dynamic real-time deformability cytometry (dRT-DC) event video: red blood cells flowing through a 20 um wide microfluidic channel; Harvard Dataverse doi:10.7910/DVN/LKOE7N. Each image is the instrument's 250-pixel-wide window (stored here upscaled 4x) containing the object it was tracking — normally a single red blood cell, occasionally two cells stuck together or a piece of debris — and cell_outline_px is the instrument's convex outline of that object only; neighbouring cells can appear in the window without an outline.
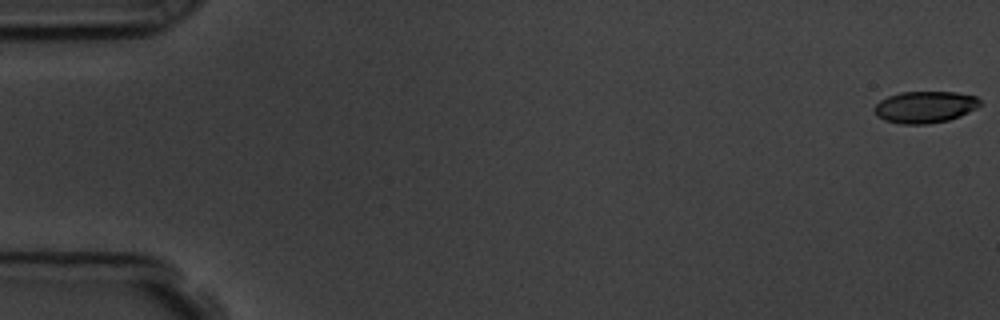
{"species": "common noctule bat (a hibernating species)", "species_latin": "Nyctalus noctula", "temperature_condition": "room temperature", "stored_images_in_passage": 58, "camera_frame_rate_fps": 3000, "um_per_image_px": 0.085, "animal": {"sex": "male", "body_mass_g": 19.5, "forearm_length_mm": 54.6}, "frame": {"image": 1, "passage_image": 1, "time_ms": 0.0, "image_size_px": [1000, 320], "cell_outline_px": [[980, 104], [976, 108], [960, 116], [948, 120], [928, 124], [900, 124], [884, 120], [876, 116], [872, 108], [880, 100], [888, 96], [900, 92], [956, 92], [976, 96], [980, 100]], "centroid_in_image_um": [78.58, 9.1], "position_along_channel_um": 6.4, "area_um2": 19.65}}
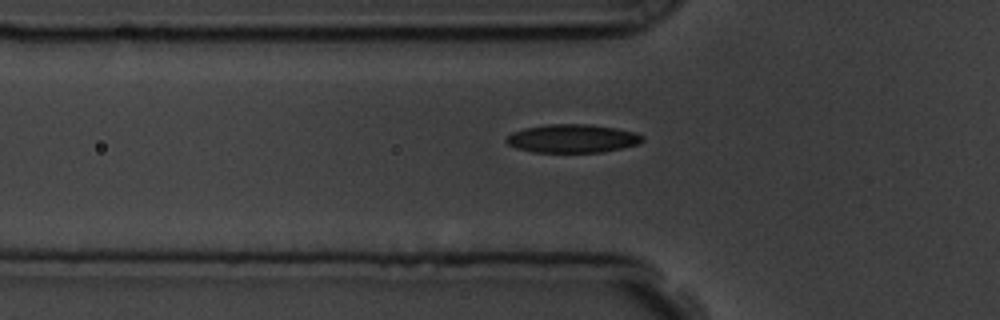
{"frame": {"image": 2, "passage_image": 20, "time_ms": 6.333, "image_size_px": [1000, 320], "cell_outline_px": [[644, 140], [640, 144], [604, 152], [532, 152], [516, 148], [508, 144], [504, 140], [512, 132], [524, 128], [544, 124], [592, 124], [616, 128], [636, 132], [644, 136]], "centroid_in_image_um": [48.68, 11.77], "position_along_channel_um": 77.1, "area_um2": 22.83}}
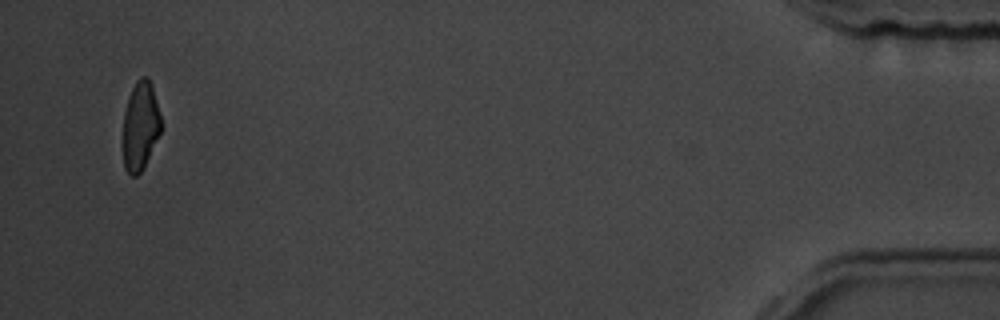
{"frame": {"image": 3, "passage_image": 56, "time_ms": 18.333, "image_size_px": [1000, 320], "cell_outline_px": [[160, 132], [144, 168], [136, 176], [132, 176], [124, 168], [120, 144], [124, 112], [128, 96], [136, 80], [140, 76], [148, 76], [152, 88], [160, 116]], "centroid_in_image_um": [11.86, 10.75], "position_along_channel_um": 423.3, "area_um2": 20.11}, "authors_computed_cell_mechanics": {"area_um2": 21.5883, "velocity_mm_per_s": 3.5815, "shape_relaxation_time_tau1_ms": 3.8223, "shape_relaxation_time_tau2_ms": 2.403, "deformation_change_tau1": 0.1356, "deformation_change_tau2": 0.0714}}